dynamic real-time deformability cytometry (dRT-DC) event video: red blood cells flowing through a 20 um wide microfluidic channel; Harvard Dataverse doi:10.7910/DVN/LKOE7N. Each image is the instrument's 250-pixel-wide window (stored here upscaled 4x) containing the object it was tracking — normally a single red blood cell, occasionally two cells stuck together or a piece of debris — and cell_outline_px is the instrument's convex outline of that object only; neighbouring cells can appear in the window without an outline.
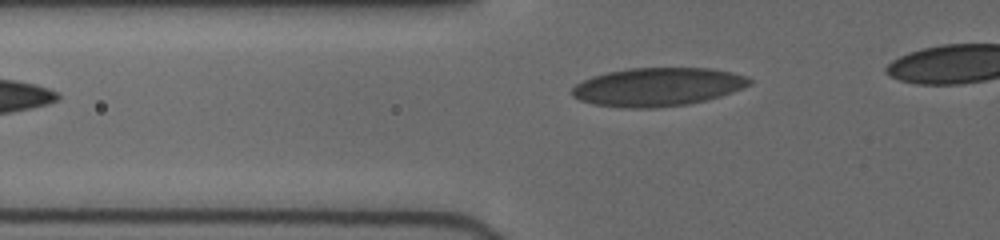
{"species": "human", "species_latin": "Homo sapiens", "temperature_condition": "cold", "stored_images_in_passage": 33, "camera_frame_rate_fps": 3000, "um_per_image_px": 0.085, "donor": {"sex": "female"}, "frame": {"image": 1, "passage_image": 2, "time_ms": 0.333, "image_size_px": [1000, 240], "cell_outline_px": [[752, 84], [744, 88], [720, 96], [688, 104], [652, 108], [628, 108], [596, 104], [580, 100], [572, 96], [572, 88], [576, 84], [592, 76], [608, 72], [628, 68], [712, 68], [732, 72], [748, 76], [752, 80]], "centroid_in_image_um": [55.94, 7.38], "position_along_channel_um": 69.9, "area_um2": 39.71}}
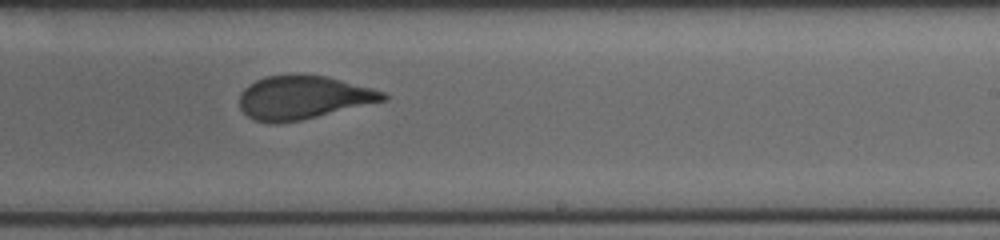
{"frame": {"image": 2, "passage_image": 18, "time_ms": 5.333, "image_size_px": [1000, 240], "cell_outline_px": [[388, 100], [300, 120], [276, 124], [256, 120], [248, 116], [240, 108], [240, 96], [244, 88], [248, 84], [256, 80], [268, 76], [292, 72], [304, 72], [328, 76], [372, 88], [384, 92], [388, 96]], "centroid_in_image_um": [25.77, 8.24], "position_along_channel_um": 263.2, "area_um2": 36.88}}
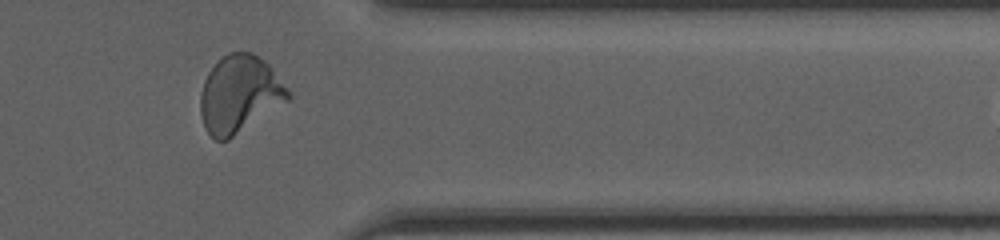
{"frame": {"image": 3, "passage_image": 29, "time_ms": 8.667, "image_size_px": [1000, 240], "cell_outline_px": [[292, 96], [288, 100], [228, 140], [216, 140], [204, 128], [200, 112], [200, 92], [204, 80], [208, 72], [228, 52], [252, 52], [264, 60], [268, 64], [292, 92]], "centroid_in_image_um": [20.36, 8.0], "position_along_channel_um": 391.0, "area_um2": 39.25}}